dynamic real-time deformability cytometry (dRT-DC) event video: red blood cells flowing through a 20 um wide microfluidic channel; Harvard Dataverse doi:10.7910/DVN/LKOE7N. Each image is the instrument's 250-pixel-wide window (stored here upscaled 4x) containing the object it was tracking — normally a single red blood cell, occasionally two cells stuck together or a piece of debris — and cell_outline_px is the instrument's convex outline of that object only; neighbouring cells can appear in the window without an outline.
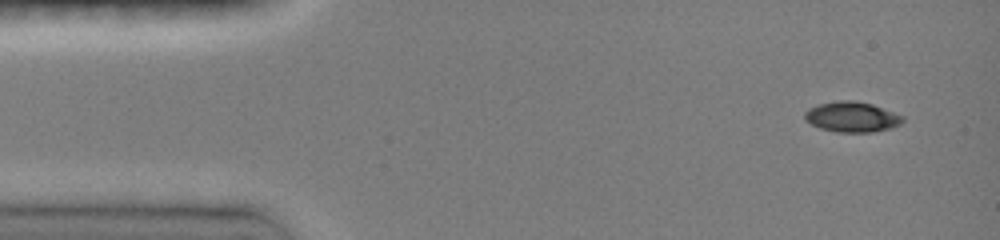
{"species": "common noctule bat (a hibernating species)", "species_latin": "Nyctalus noctula", "temperature_condition": "room temperature", "stored_images_in_passage": 37, "camera_frame_rate_fps": 3000, "um_per_image_px": 0.085, "animal": {"sex": "female", "body_mass_g": 19.0, "forearm_length_mm": 51.5}, "frame": {"image": 1, "passage_image": 1, "time_ms": 0.0, "image_size_px": [1000, 240], "cell_outline_px": [[904, 120], [900, 124], [892, 128], [872, 132], [836, 132], [820, 128], [804, 120], [804, 112], [808, 108], [816, 104], [840, 100], [852, 100], [872, 104], [904, 116]], "centroid_in_image_um": [72.39, 9.93], "position_along_channel_um": 12.6, "area_um2": 17.46}}
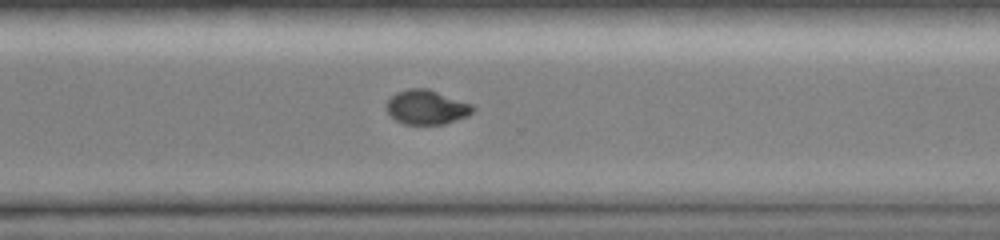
{"frame": {"image": 2, "passage_image": 27, "time_ms": 10.333, "image_size_px": [1000, 240], "cell_outline_px": [[476, 108], [468, 116], [444, 124], [404, 124], [396, 120], [388, 112], [388, 100], [396, 92], [408, 88], [428, 88], [472, 104]], "centroid_in_image_um": [36.29, 9.1], "position_along_channel_um": 334.3, "area_um2": 17.22}}
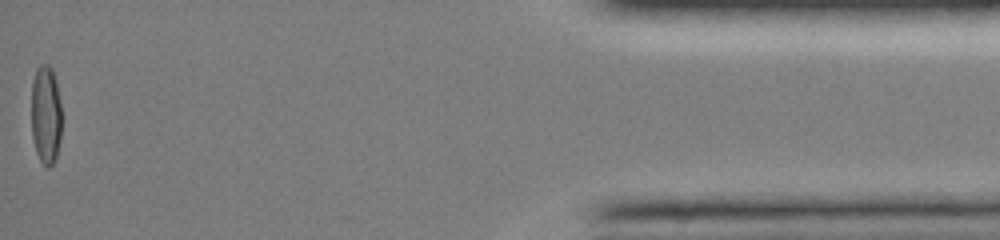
{"frame": {"image": 3, "passage_image": 37, "time_ms": 14.667, "image_size_px": [1000, 240], "cell_outline_px": [[60, 140], [56, 156], [52, 164], [48, 168], [40, 160], [36, 152], [32, 136], [32, 80], [36, 68], [40, 64], [48, 64], [52, 68], [56, 80], [60, 104]], "centroid_in_image_um": [3.88, 9.71], "position_along_channel_um": 431.3, "area_um2": 17.4}, "authors_computed_cell_mechanics": {"area_um2": 17.918, "velocity_mm_per_s": 4.0411, "shape_relaxation_time_tau1_ms": null, "shape_relaxation_time_tau2_ms": 5.4924, "deformation_change_tau1": null, "deformation_change_tau2": 0.0557}}